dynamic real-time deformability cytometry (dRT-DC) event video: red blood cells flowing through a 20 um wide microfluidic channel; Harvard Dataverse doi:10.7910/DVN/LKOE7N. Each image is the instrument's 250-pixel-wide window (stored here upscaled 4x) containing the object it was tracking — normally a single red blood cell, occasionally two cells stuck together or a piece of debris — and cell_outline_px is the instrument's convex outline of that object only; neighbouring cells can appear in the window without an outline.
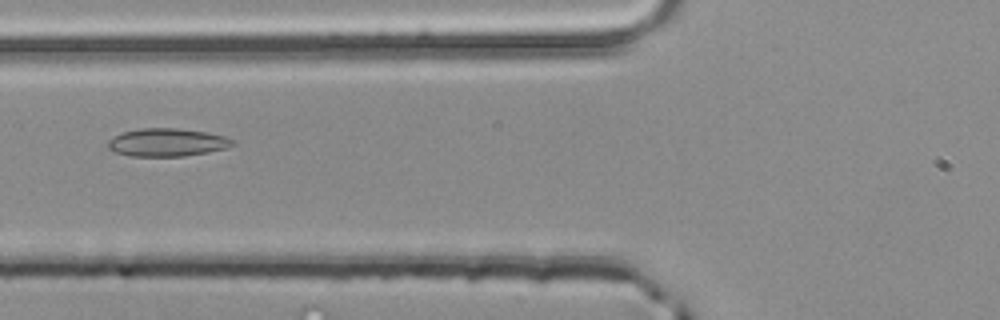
{"species": "common noctule bat (a hibernating species)", "species_latin": "Nyctalus noctula", "temperature_condition": "room temperature", "stored_images_in_passage": 35, "camera_frame_rate_fps": 3000, "um_per_image_px": 0.085, "animal": {"sex": "male", "body_mass_g": 20.4}, "frame": {"image": 1, "passage_image": 4, "time_ms": 1.0, "image_size_px": [1000, 320], "cell_outline_px": [[236, 144], [224, 148], [208, 152], [184, 156], [128, 156], [116, 152], [108, 148], [108, 140], [124, 132], [140, 128], [176, 128], [208, 132], [224, 136], [236, 140]], "centroid_in_image_um": [14.23, 12.1], "position_along_channel_um": 111.6, "area_um2": 20.29}}
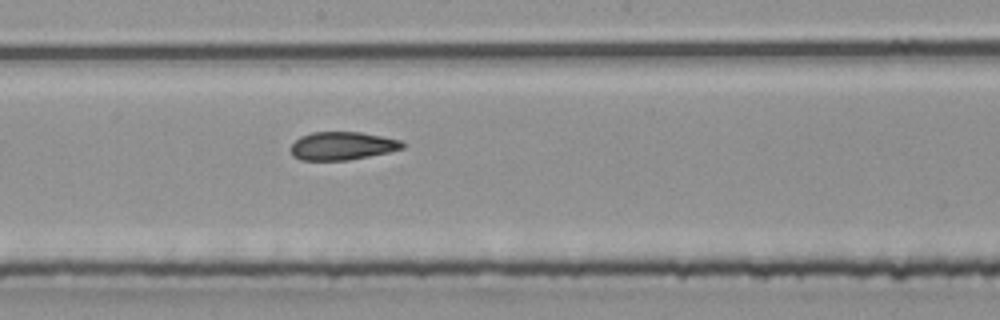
{"frame": {"image": 2, "passage_image": 12, "time_ms": 3.667, "image_size_px": [1000, 320], "cell_outline_px": [[404, 148], [388, 152], [348, 160], [300, 160], [292, 156], [288, 148], [300, 136], [312, 132], [360, 132], [400, 140], [404, 144]], "centroid_in_image_um": [29.03, 12.4], "position_along_channel_um": 219.2, "area_um2": 18.32}}
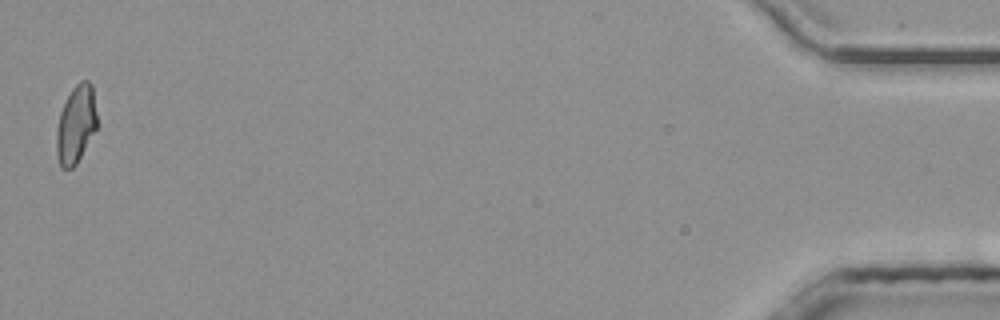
{"frame": {"image": 3, "passage_image": 35, "time_ms": 11.333, "image_size_px": [1000, 320], "cell_outline_px": [[96, 128], [76, 164], [72, 168], [60, 168], [56, 152], [56, 128], [60, 112], [72, 88], [80, 80], [88, 80], [92, 84], [96, 112]], "centroid_in_image_um": [6.43, 10.56], "position_along_channel_um": 428.8, "area_um2": 18.26}, "authors_computed_cell_mechanics": {"area_um2": 18.6694, "velocity_mm_per_s": 4.0308, "shape_relaxation_time_tau1_ms": null, "shape_relaxation_time_tau2_ms": 2.7458, "deformation_change_tau1": null, "deformation_change_tau2": 0.0957}}